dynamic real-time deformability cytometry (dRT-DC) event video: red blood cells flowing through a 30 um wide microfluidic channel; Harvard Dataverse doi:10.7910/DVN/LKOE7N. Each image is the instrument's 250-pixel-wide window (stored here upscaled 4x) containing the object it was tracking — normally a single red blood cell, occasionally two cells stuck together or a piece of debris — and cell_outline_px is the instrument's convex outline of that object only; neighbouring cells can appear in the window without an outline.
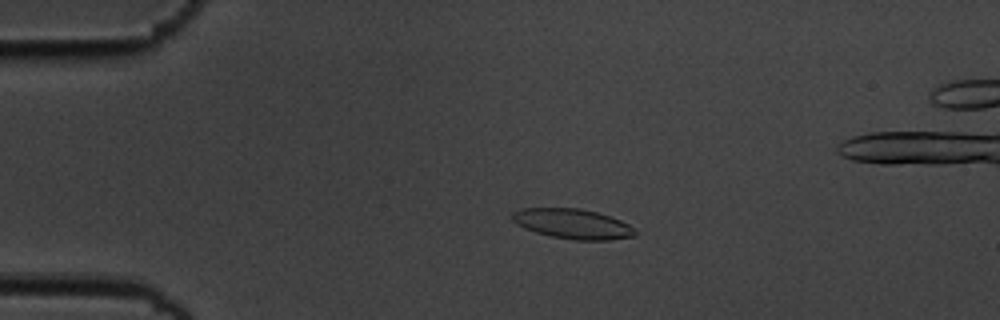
{"species": "common noctule bat (a hibernating species)", "species_latin": "Nyctalus noctula", "temperature_condition": "cold", "stored_images_in_passage": 5, "camera_frame_rate_fps": 3000, "um_per_image_px": 0.085, "animal": {"sex": "male", "body_mass_g": 19.5, "forearm_length_mm": 54.6}, "frame": {"image": 1, "passage_image": 3, "time_ms": 0.667, "image_size_px": [1000, 320], "cell_outline_px": [[636, 236], [608, 240], [576, 240], [552, 236], [536, 232], [524, 228], [516, 224], [512, 220], [512, 212], [520, 208], [580, 208], [596, 212], [620, 220], [636, 228]], "centroid_in_image_um": [48.67, 19.02], "position_along_channel_um": 36.3, "area_um2": 21.44}}